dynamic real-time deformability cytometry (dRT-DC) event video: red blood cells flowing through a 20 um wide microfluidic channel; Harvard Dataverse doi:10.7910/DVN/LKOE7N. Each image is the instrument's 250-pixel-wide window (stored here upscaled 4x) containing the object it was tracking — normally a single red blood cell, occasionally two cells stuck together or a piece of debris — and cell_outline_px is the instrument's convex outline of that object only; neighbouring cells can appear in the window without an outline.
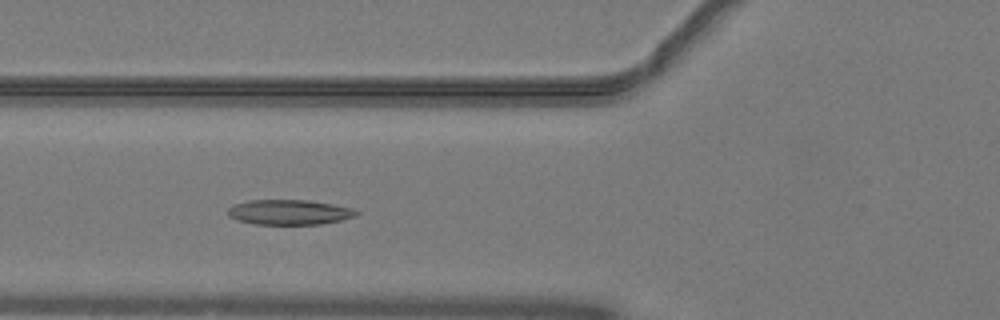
{"species": "common noctule bat (a hibernating species)", "species_latin": "Nyctalus noctula", "temperature_condition": "warm", "stored_images_in_passage": 44, "camera_frame_rate_fps": 3000, "um_per_image_px": 0.085, "animal": {"sex": "male", "body_mass_g": 19.2, "forearm_length_mm": 51.8}, "frame": {"image": 1, "passage_image": 13, "time_ms": 4.0, "image_size_px": [1000, 320], "cell_outline_px": [[360, 212], [356, 216], [340, 220], [320, 224], [256, 224], [236, 220], [228, 216], [228, 208], [236, 204], [248, 200], [308, 200], [332, 204], [352, 208]], "centroid_in_image_um": [24.58, 18.03], "position_along_channel_um": 101.2, "area_um2": 18.67}}
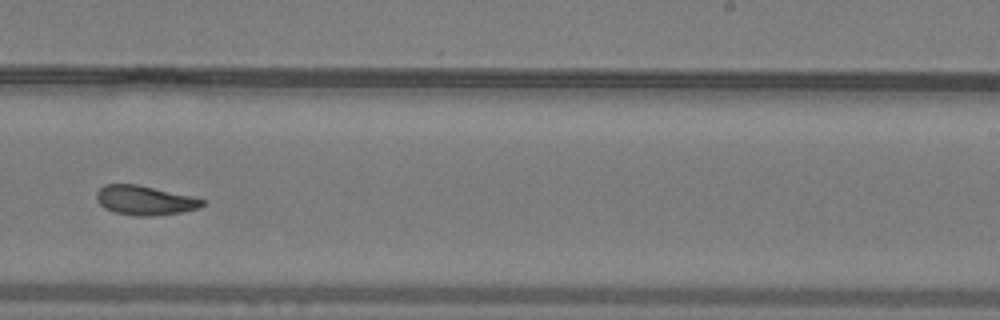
{"frame": {"image": 2, "passage_image": 26, "time_ms": 8.333, "image_size_px": [1000, 320], "cell_outline_px": [[208, 200], [204, 204], [196, 208], [180, 212], [152, 216], [136, 216], [116, 212], [104, 208], [96, 200], [96, 192], [104, 184], [136, 184]], "centroid_in_image_um": [12.27, 17.02], "position_along_channel_um": 276.7, "area_um2": 17.92}}
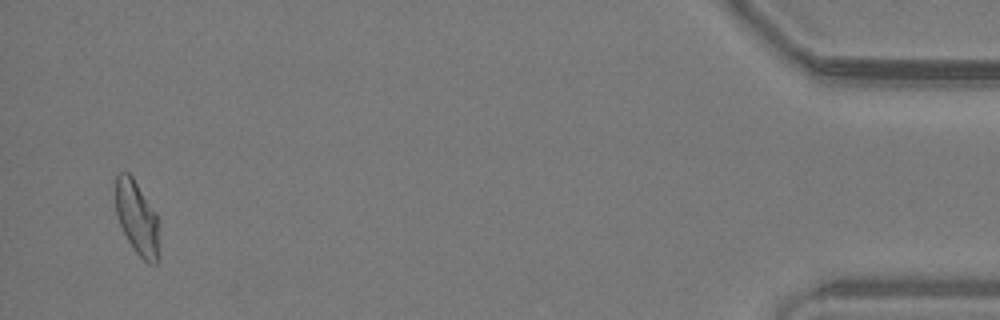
{"frame": {"image": 3, "passage_image": 43, "time_ms": 14.0, "image_size_px": [1000, 320], "cell_outline_px": [[160, 260], [156, 264], [148, 264], [132, 248], [120, 224], [116, 212], [116, 176], [120, 172], [128, 172], [132, 176], [156, 212], [160, 256]], "centroid_in_image_um": [11.67, 18.56], "position_along_channel_um": 423.5, "area_um2": 18.79}, "authors_computed_cell_mechanics": {"area_um2": 18.785, "velocity_mm_per_s": 4.0461, "shape_relaxation_time_tau1_ms": null, "shape_relaxation_time_tau2_ms": 2.4604, "deformation_change_tau1": null, "deformation_change_tau2": 0.0862}}